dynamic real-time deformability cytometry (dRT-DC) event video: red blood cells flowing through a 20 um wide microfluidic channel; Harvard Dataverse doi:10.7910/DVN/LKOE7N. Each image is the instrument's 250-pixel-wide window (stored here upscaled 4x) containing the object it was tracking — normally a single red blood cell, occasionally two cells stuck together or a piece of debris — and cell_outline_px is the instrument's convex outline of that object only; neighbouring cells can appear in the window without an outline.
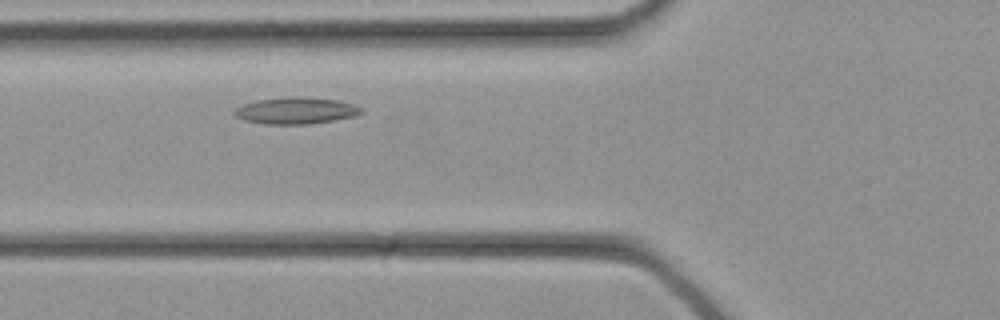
{"species": "common noctule bat (a hibernating species)", "species_latin": "Nyctalus noctula", "temperature_condition": "cold", "stored_images_in_passage": 28, "camera_frame_rate_fps": 3000, "um_per_image_px": 0.085, "animal": {"sex": "female", "body_mass_g": 21.9}, "frame": {"image": 1, "passage_image": 6, "time_ms": 1.667, "image_size_px": [1000, 320], "cell_outline_px": [[364, 112], [356, 116], [308, 124], [264, 124], [244, 120], [236, 116], [232, 112], [236, 108], [244, 104], [256, 100], [288, 96], [300, 96], [336, 100], [352, 104], [364, 108]], "centroid_in_image_um": [25.15, 9.4], "position_along_channel_um": 100.6, "area_um2": 19.77}}
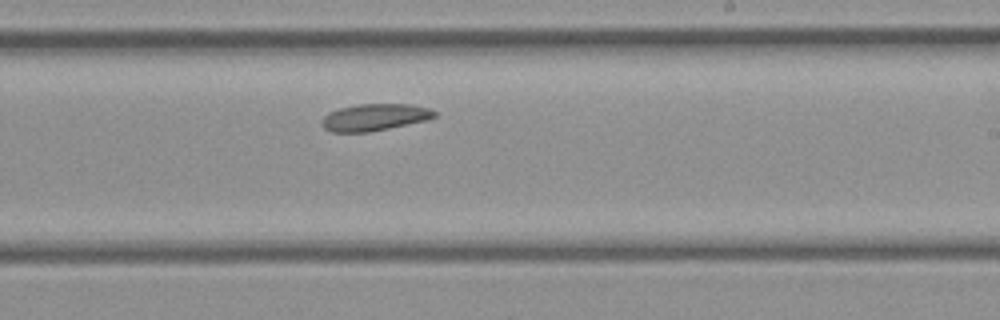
{"frame": {"image": 2, "passage_image": 14, "time_ms": 4.333, "image_size_px": [1000, 320], "cell_outline_px": [[436, 116], [428, 120], [368, 132], [332, 132], [324, 128], [320, 124], [320, 120], [328, 112], [340, 108], [360, 104], [408, 104], [428, 108], [436, 112]], "centroid_in_image_um": [31.8, 9.97], "position_along_channel_um": 257.2, "area_um2": 17.63}}
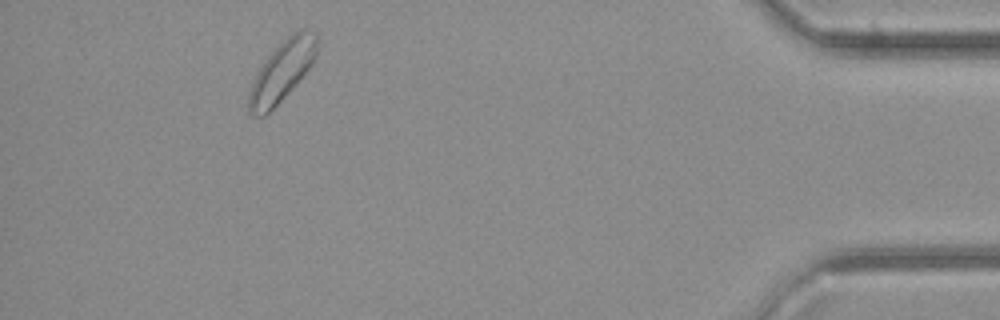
{"frame": {"image": 3, "passage_image": 25, "time_ms": 8.0, "image_size_px": [1000, 320], "cell_outline_px": [[316, 56], [312, 64], [288, 92], [264, 116], [256, 116], [248, 112], [248, 92], [252, 80], [264, 60], [292, 32], [300, 28], [304, 28], [316, 32]], "centroid_in_image_um": [23.94, 6.03], "position_along_channel_um": 411.3, "area_um2": 23.58}}